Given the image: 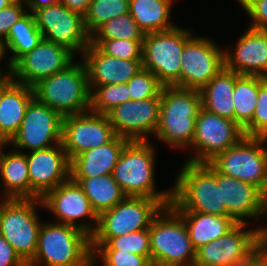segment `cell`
Returning a JSON list of instances; mask_svg holds the SVG:
<instances>
[{"instance_id":"cell-1","label":"cell","mask_w":267,"mask_h":266,"mask_svg":"<svg viewBox=\"0 0 267 266\" xmlns=\"http://www.w3.org/2000/svg\"><path fill=\"white\" fill-rule=\"evenodd\" d=\"M177 176L170 203L176 211L231 216L222 202L217 170L210 163L187 161Z\"/></svg>"},{"instance_id":"cell-2","label":"cell","mask_w":267,"mask_h":266,"mask_svg":"<svg viewBox=\"0 0 267 266\" xmlns=\"http://www.w3.org/2000/svg\"><path fill=\"white\" fill-rule=\"evenodd\" d=\"M201 107L200 90L163 86L155 137L174 148L190 147Z\"/></svg>"},{"instance_id":"cell-3","label":"cell","mask_w":267,"mask_h":266,"mask_svg":"<svg viewBox=\"0 0 267 266\" xmlns=\"http://www.w3.org/2000/svg\"><path fill=\"white\" fill-rule=\"evenodd\" d=\"M29 266H92L91 236L68 224H41Z\"/></svg>"},{"instance_id":"cell-4","label":"cell","mask_w":267,"mask_h":266,"mask_svg":"<svg viewBox=\"0 0 267 266\" xmlns=\"http://www.w3.org/2000/svg\"><path fill=\"white\" fill-rule=\"evenodd\" d=\"M153 266H194L193 248L183 217L171 206H164L149 227Z\"/></svg>"},{"instance_id":"cell-5","label":"cell","mask_w":267,"mask_h":266,"mask_svg":"<svg viewBox=\"0 0 267 266\" xmlns=\"http://www.w3.org/2000/svg\"><path fill=\"white\" fill-rule=\"evenodd\" d=\"M34 97L63 117L90 110V89L83 60L40 80L33 86Z\"/></svg>"},{"instance_id":"cell-6","label":"cell","mask_w":267,"mask_h":266,"mask_svg":"<svg viewBox=\"0 0 267 266\" xmlns=\"http://www.w3.org/2000/svg\"><path fill=\"white\" fill-rule=\"evenodd\" d=\"M155 150L147 141H129L112 171V177L126 196L172 199V191L156 192Z\"/></svg>"},{"instance_id":"cell-7","label":"cell","mask_w":267,"mask_h":266,"mask_svg":"<svg viewBox=\"0 0 267 266\" xmlns=\"http://www.w3.org/2000/svg\"><path fill=\"white\" fill-rule=\"evenodd\" d=\"M41 199L4 198L0 203V234L28 264L35 256L39 221L36 206Z\"/></svg>"},{"instance_id":"cell-8","label":"cell","mask_w":267,"mask_h":266,"mask_svg":"<svg viewBox=\"0 0 267 266\" xmlns=\"http://www.w3.org/2000/svg\"><path fill=\"white\" fill-rule=\"evenodd\" d=\"M189 30L180 27L145 34L142 42V66L151 71L163 86L180 87L181 55L191 38Z\"/></svg>"},{"instance_id":"cell-9","label":"cell","mask_w":267,"mask_h":266,"mask_svg":"<svg viewBox=\"0 0 267 266\" xmlns=\"http://www.w3.org/2000/svg\"><path fill=\"white\" fill-rule=\"evenodd\" d=\"M267 138L243 136L209 163L221 174L259 187L267 194Z\"/></svg>"},{"instance_id":"cell-10","label":"cell","mask_w":267,"mask_h":266,"mask_svg":"<svg viewBox=\"0 0 267 266\" xmlns=\"http://www.w3.org/2000/svg\"><path fill=\"white\" fill-rule=\"evenodd\" d=\"M172 199H151L126 196L113 208L98 215V224L91 237H118L149 229L154 217Z\"/></svg>"},{"instance_id":"cell-11","label":"cell","mask_w":267,"mask_h":266,"mask_svg":"<svg viewBox=\"0 0 267 266\" xmlns=\"http://www.w3.org/2000/svg\"><path fill=\"white\" fill-rule=\"evenodd\" d=\"M244 136L243 130L228 118L220 117L201 107L196 117L192 148L196 153L191 163H209Z\"/></svg>"},{"instance_id":"cell-12","label":"cell","mask_w":267,"mask_h":266,"mask_svg":"<svg viewBox=\"0 0 267 266\" xmlns=\"http://www.w3.org/2000/svg\"><path fill=\"white\" fill-rule=\"evenodd\" d=\"M237 223L225 235L196 250L194 266H230L247 260L261 247L260 228Z\"/></svg>"},{"instance_id":"cell-13","label":"cell","mask_w":267,"mask_h":266,"mask_svg":"<svg viewBox=\"0 0 267 266\" xmlns=\"http://www.w3.org/2000/svg\"><path fill=\"white\" fill-rule=\"evenodd\" d=\"M33 15L45 40L64 45L73 53L80 54L91 43L84 16L70 11L61 3L38 9Z\"/></svg>"},{"instance_id":"cell-14","label":"cell","mask_w":267,"mask_h":266,"mask_svg":"<svg viewBox=\"0 0 267 266\" xmlns=\"http://www.w3.org/2000/svg\"><path fill=\"white\" fill-rule=\"evenodd\" d=\"M115 136L107 114L88 110L63 117L61 144L69 160L110 142Z\"/></svg>"},{"instance_id":"cell-15","label":"cell","mask_w":267,"mask_h":266,"mask_svg":"<svg viewBox=\"0 0 267 266\" xmlns=\"http://www.w3.org/2000/svg\"><path fill=\"white\" fill-rule=\"evenodd\" d=\"M224 67V50L205 37H191L181 55L180 87L201 90Z\"/></svg>"},{"instance_id":"cell-16","label":"cell","mask_w":267,"mask_h":266,"mask_svg":"<svg viewBox=\"0 0 267 266\" xmlns=\"http://www.w3.org/2000/svg\"><path fill=\"white\" fill-rule=\"evenodd\" d=\"M62 122L63 116L59 112L34 97L26 108L19 131L8 145L33 151L60 144Z\"/></svg>"},{"instance_id":"cell-17","label":"cell","mask_w":267,"mask_h":266,"mask_svg":"<svg viewBox=\"0 0 267 266\" xmlns=\"http://www.w3.org/2000/svg\"><path fill=\"white\" fill-rule=\"evenodd\" d=\"M67 47L45 39L21 56L11 67L15 82L33 87L40 80L64 70L74 61Z\"/></svg>"},{"instance_id":"cell-18","label":"cell","mask_w":267,"mask_h":266,"mask_svg":"<svg viewBox=\"0 0 267 266\" xmlns=\"http://www.w3.org/2000/svg\"><path fill=\"white\" fill-rule=\"evenodd\" d=\"M161 98L129 100L107 113L116 135L130 141H147L155 134L160 115Z\"/></svg>"},{"instance_id":"cell-19","label":"cell","mask_w":267,"mask_h":266,"mask_svg":"<svg viewBox=\"0 0 267 266\" xmlns=\"http://www.w3.org/2000/svg\"><path fill=\"white\" fill-rule=\"evenodd\" d=\"M30 179V199H41L47 192L70 178V160L62 144L26 154Z\"/></svg>"},{"instance_id":"cell-20","label":"cell","mask_w":267,"mask_h":266,"mask_svg":"<svg viewBox=\"0 0 267 266\" xmlns=\"http://www.w3.org/2000/svg\"><path fill=\"white\" fill-rule=\"evenodd\" d=\"M41 200L43 207L56 215L60 221L59 223L78 227L90 236L95 232L98 215L92 209L90 201L81 186L71 178L47 192ZM83 217L93 219L92 221L96 223L95 227L92 229L87 222L75 223Z\"/></svg>"},{"instance_id":"cell-21","label":"cell","mask_w":267,"mask_h":266,"mask_svg":"<svg viewBox=\"0 0 267 266\" xmlns=\"http://www.w3.org/2000/svg\"><path fill=\"white\" fill-rule=\"evenodd\" d=\"M217 183L221 185L222 202L227 212L238 223H244V218L266 215V194L259 187L218 171Z\"/></svg>"},{"instance_id":"cell-22","label":"cell","mask_w":267,"mask_h":266,"mask_svg":"<svg viewBox=\"0 0 267 266\" xmlns=\"http://www.w3.org/2000/svg\"><path fill=\"white\" fill-rule=\"evenodd\" d=\"M234 51H224L226 69L239 75L267 78V30L249 27L239 38Z\"/></svg>"},{"instance_id":"cell-23","label":"cell","mask_w":267,"mask_h":266,"mask_svg":"<svg viewBox=\"0 0 267 266\" xmlns=\"http://www.w3.org/2000/svg\"><path fill=\"white\" fill-rule=\"evenodd\" d=\"M89 86L127 83L142 68V60H125L108 56L90 43L82 53Z\"/></svg>"},{"instance_id":"cell-24","label":"cell","mask_w":267,"mask_h":266,"mask_svg":"<svg viewBox=\"0 0 267 266\" xmlns=\"http://www.w3.org/2000/svg\"><path fill=\"white\" fill-rule=\"evenodd\" d=\"M129 141L116 135L110 142L73 157L70 160V177H97L112 174Z\"/></svg>"},{"instance_id":"cell-25","label":"cell","mask_w":267,"mask_h":266,"mask_svg":"<svg viewBox=\"0 0 267 266\" xmlns=\"http://www.w3.org/2000/svg\"><path fill=\"white\" fill-rule=\"evenodd\" d=\"M33 98V87L15 81L4 91L0 101V144H8L17 134Z\"/></svg>"},{"instance_id":"cell-26","label":"cell","mask_w":267,"mask_h":266,"mask_svg":"<svg viewBox=\"0 0 267 266\" xmlns=\"http://www.w3.org/2000/svg\"><path fill=\"white\" fill-rule=\"evenodd\" d=\"M235 81L236 72L224 67L200 90L202 107L209 112L235 122L233 104Z\"/></svg>"},{"instance_id":"cell-27","label":"cell","mask_w":267,"mask_h":266,"mask_svg":"<svg viewBox=\"0 0 267 266\" xmlns=\"http://www.w3.org/2000/svg\"><path fill=\"white\" fill-rule=\"evenodd\" d=\"M177 212L184 219L195 250L219 239L238 223L232 216H218L191 211Z\"/></svg>"},{"instance_id":"cell-28","label":"cell","mask_w":267,"mask_h":266,"mask_svg":"<svg viewBox=\"0 0 267 266\" xmlns=\"http://www.w3.org/2000/svg\"><path fill=\"white\" fill-rule=\"evenodd\" d=\"M0 144V177L6 188L4 198L30 199V179L26 154L19 150L3 153Z\"/></svg>"},{"instance_id":"cell-29","label":"cell","mask_w":267,"mask_h":266,"mask_svg":"<svg viewBox=\"0 0 267 266\" xmlns=\"http://www.w3.org/2000/svg\"><path fill=\"white\" fill-rule=\"evenodd\" d=\"M173 0H129V14L144 34L173 29L169 23Z\"/></svg>"},{"instance_id":"cell-30","label":"cell","mask_w":267,"mask_h":266,"mask_svg":"<svg viewBox=\"0 0 267 266\" xmlns=\"http://www.w3.org/2000/svg\"><path fill=\"white\" fill-rule=\"evenodd\" d=\"M70 178L81 186L97 215L113 208L126 197L111 174L97 177Z\"/></svg>"},{"instance_id":"cell-31","label":"cell","mask_w":267,"mask_h":266,"mask_svg":"<svg viewBox=\"0 0 267 266\" xmlns=\"http://www.w3.org/2000/svg\"><path fill=\"white\" fill-rule=\"evenodd\" d=\"M42 39V33L36 26L32 13H26L15 22L7 37L2 41L5 54L7 49L13 52V56H10L8 60V70L21 56L34 49Z\"/></svg>"},{"instance_id":"cell-32","label":"cell","mask_w":267,"mask_h":266,"mask_svg":"<svg viewBox=\"0 0 267 266\" xmlns=\"http://www.w3.org/2000/svg\"><path fill=\"white\" fill-rule=\"evenodd\" d=\"M260 76L236 73L233 91L235 123L243 130L251 121L257 104Z\"/></svg>"},{"instance_id":"cell-33","label":"cell","mask_w":267,"mask_h":266,"mask_svg":"<svg viewBox=\"0 0 267 266\" xmlns=\"http://www.w3.org/2000/svg\"><path fill=\"white\" fill-rule=\"evenodd\" d=\"M91 250H122L151 260L149 229L118 237H91Z\"/></svg>"},{"instance_id":"cell-34","label":"cell","mask_w":267,"mask_h":266,"mask_svg":"<svg viewBox=\"0 0 267 266\" xmlns=\"http://www.w3.org/2000/svg\"><path fill=\"white\" fill-rule=\"evenodd\" d=\"M129 13V0H92L84 16V25L92 36L112 18Z\"/></svg>"},{"instance_id":"cell-35","label":"cell","mask_w":267,"mask_h":266,"mask_svg":"<svg viewBox=\"0 0 267 266\" xmlns=\"http://www.w3.org/2000/svg\"><path fill=\"white\" fill-rule=\"evenodd\" d=\"M89 89L90 110L98 114H107L117 105L131 100L127 83L89 86Z\"/></svg>"},{"instance_id":"cell-36","label":"cell","mask_w":267,"mask_h":266,"mask_svg":"<svg viewBox=\"0 0 267 266\" xmlns=\"http://www.w3.org/2000/svg\"><path fill=\"white\" fill-rule=\"evenodd\" d=\"M144 32L129 13L112 18L103 24L91 39L144 40Z\"/></svg>"},{"instance_id":"cell-37","label":"cell","mask_w":267,"mask_h":266,"mask_svg":"<svg viewBox=\"0 0 267 266\" xmlns=\"http://www.w3.org/2000/svg\"><path fill=\"white\" fill-rule=\"evenodd\" d=\"M143 40L91 39L102 53L125 60H142Z\"/></svg>"},{"instance_id":"cell-38","label":"cell","mask_w":267,"mask_h":266,"mask_svg":"<svg viewBox=\"0 0 267 266\" xmlns=\"http://www.w3.org/2000/svg\"><path fill=\"white\" fill-rule=\"evenodd\" d=\"M127 85L131 100L161 98L163 85L149 70L142 68L127 82Z\"/></svg>"},{"instance_id":"cell-39","label":"cell","mask_w":267,"mask_h":266,"mask_svg":"<svg viewBox=\"0 0 267 266\" xmlns=\"http://www.w3.org/2000/svg\"><path fill=\"white\" fill-rule=\"evenodd\" d=\"M245 136L267 138V78L260 76L257 104L252 121L243 129Z\"/></svg>"},{"instance_id":"cell-40","label":"cell","mask_w":267,"mask_h":266,"mask_svg":"<svg viewBox=\"0 0 267 266\" xmlns=\"http://www.w3.org/2000/svg\"><path fill=\"white\" fill-rule=\"evenodd\" d=\"M97 255L103 266H153L148 257L122 250H92V266Z\"/></svg>"},{"instance_id":"cell-41","label":"cell","mask_w":267,"mask_h":266,"mask_svg":"<svg viewBox=\"0 0 267 266\" xmlns=\"http://www.w3.org/2000/svg\"><path fill=\"white\" fill-rule=\"evenodd\" d=\"M22 4H24L22 0H15L9 6L0 10L1 41L7 37L11 26L27 13Z\"/></svg>"},{"instance_id":"cell-42","label":"cell","mask_w":267,"mask_h":266,"mask_svg":"<svg viewBox=\"0 0 267 266\" xmlns=\"http://www.w3.org/2000/svg\"><path fill=\"white\" fill-rule=\"evenodd\" d=\"M243 8L253 20L251 28L267 30V0H250Z\"/></svg>"},{"instance_id":"cell-43","label":"cell","mask_w":267,"mask_h":266,"mask_svg":"<svg viewBox=\"0 0 267 266\" xmlns=\"http://www.w3.org/2000/svg\"><path fill=\"white\" fill-rule=\"evenodd\" d=\"M14 248L0 234V266H26Z\"/></svg>"},{"instance_id":"cell-44","label":"cell","mask_w":267,"mask_h":266,"mask_svg":"<svg viewBox=\"0 0 267 266\" xmlns=\"http://www.w3.org/2000/svg\"><path fill=\"white\" fill-rule=\"evenodd\" d=\"M91 1L92 0H61V4L67 7L70 11L85 16Z\"/></svg>"},{"instance_id":"cell-45","label":"cell","mask_w":267,"mask_h":266,"mask_svg":"<svg viewBox=\"0 0 267 266\" xmlns=\"http://www.w3.org/2000/svg\"><path fill=\"white\" fill-rule=\"evenodd\" d=\"M33 14L38 9L61 3V0H22Z\"/></svg>"},{"instance_id":"cell-46","label":"cell","mask_w":267,"mask_h":266,"mask_svg":"<svg viewBox=\"0 0 267 266\" xmlns=\"http://www.w3.org/2000/svg\"><path fill=\"white\" fill-rule=\"evenodd\" d=\"M252 266H267V255L261 247L252 255Z\"/></svg>"},{"instance_id":"cell-47","label":"cell","mask_w":267,"mask_h":266,"mask_svg":"<svg viewBox=\"0 0 267 266\" xmlns=\"http://www.w3.org/2000/svg\"><path fill=\"white\" fill-rule=\"evenodd\" d=\"M14 82L11 70L8 71V74H0V101L4 91Z\"/></svg>"},{"instance_id":"cell-48","label":"cell","mask_w":267,"mask_h":266,"mask_svg":"<svg viewBox=\"0 0 267 266\" xmlns=\"http://www.w3.org/2000/svg\"><path fill=\"white\" fill-rule=\"evenodd\" d=\"M261 232V248L263 249L264 253L267 255V226L260 228Z\"/></svg>"},{"instance_id":"cell-49","label":"cell","mask_w":267,"mask_h":266,"mask_svg":"<svg viewBox=\"0 0 267 266\" xmlns=\"http://www.w3.org/2000/svg\"><path fill=\"white\" fill-rule=\"evenodd\" d=\"M230 266H252V256L243 262H240V263H237L234 265H230Z\"/></svg>"},{"instance_id":"cell-50","label":"cell","mask_w":267,"mask_h":266,"mask_svg":"<svg viewBox=\"0 0 267 266\" xmlns=\"http://www.w3.org/2000/svg\"><path fill=\"white\" fill-rule=\"evenodd\" d=\"M15 0H0V10L9 6L11 3H13Z\"/></svg>"},{"instance_id":"cell-51","label":"cell","mask_w":267,"mask_h":266,"mask_svg":"<svg viewBox=\"0 0 267 266\" xmlns=\"http://www.w3.org/2000/svg\"><path fill=\"white\" fill-rule=\"evenodd\" d=\"M4 55H5V52H4L3 42L0 40V61L2 60ZM0 74H1V70H0Z\"/></svg>"},{"instance_id":"cell-52","label":"cell","mask_w":267,"mask_h":266,"mask_svg":"<svg viewBox=\"0 0 267 266\" xmlns=\"http://www.w3.org/2000/svg\"><path fill=\"white\" fill-rule=\"evenodd\" d=\"M242 7H244L250 0H238Z\"/></svg>"},{"instance_id":"cell-53","label":"cell","mask_w":267,"mask_h":266,"mask_svg":"<svg viewBox=\"0 0 267 266\" xmlns=\"http://www.w3.org/2000/svg\"><path fill=\"white\" fill-rule=\"evenodd\" d=\"M266 215H267V194H266Z\"/></svg>"}]
</instances>
